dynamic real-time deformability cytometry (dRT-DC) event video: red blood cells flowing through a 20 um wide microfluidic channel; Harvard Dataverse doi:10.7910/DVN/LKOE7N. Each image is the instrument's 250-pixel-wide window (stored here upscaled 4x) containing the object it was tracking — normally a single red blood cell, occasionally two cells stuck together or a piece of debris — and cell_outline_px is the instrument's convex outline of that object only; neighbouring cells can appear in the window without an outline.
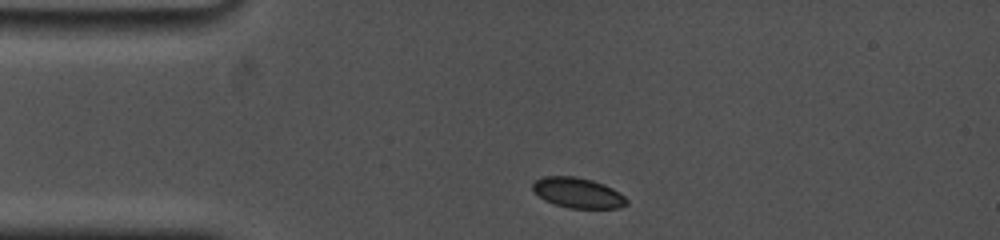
{"species": "common noctule bat (a hibernating species)", "species_latin": "Nyctalus noctula", "temperature_condition": "cold", "stored_images_in_passage": 28, "camera_frame_rate_fps": 5000, "um_per_image_px": 0.085, "animal": {"sex": "female", "body_mass_g": 19.0, "forearm_length_mm": 53.3}, "frame": {"image": 1, "passage_image": 1, "time_ms": 0.0, "image_size_px": [1000, 240], "cell_outline_px": [[628, 204], [620, 208], [568, 208], [544, 200], [532, 188], [532, 184], [536, 180], [544, 176], [576, 176], [592, 180], [604, 184], [612, 188], [624, 196], [628, 200]], "centroid_in_image_um": [49.14, 16.39], "position_along_channel_um": 35.9, "area_um2": 16.53}}
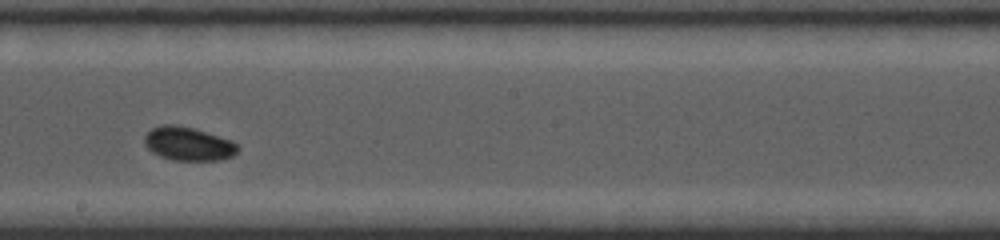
{"frame": {"image": 2, "passage_image": 16, "time_ms": 6.2, "image_size_px": [1000, 240], "cell_outline_px": [[240, 148], [232, 156], [220, 160], [172, 160], [160, 156], [152, 152], [144, 144], [144, 136], [152, 128], [160, 124], [176, 124], [192, 128], [232, 140], [240, 144]], "centroid_in_image_um": [16.01, 12.22], "position_along_channel_um": 232.2, "area_um2": 18.38}}
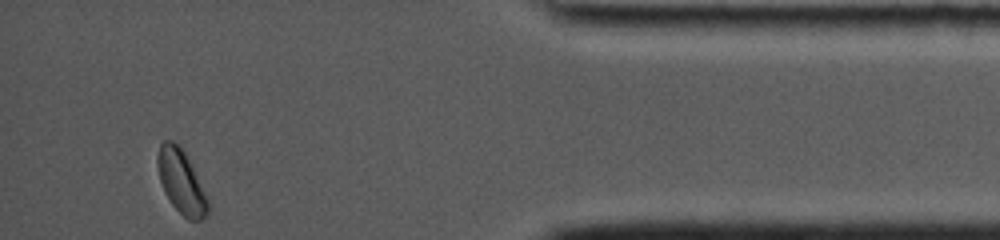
{"frame": {"image": 3, "passage_image": 28, "time_ms": 12.2, "image_size_px": [1000, 240], "cell_outline_px": [[212, 204], [208, 212], [200, 220], [188, 220], [172, 204], [164, 192], [160, 180], [156, 164], [156, 160], [160, 144], [164, 140], [172, 140], [180, 144]], "centroid_in_image_um": [15.42, 15.44], "position_along_channel_um": 419.8, "area_um2": 18.84}, "authors_computed_cell_mechanics": {"area_um2": 17.7735, "velocity_mm_per_s": 3.6733, "shape_relaxation_time_tau1_ms": 5.8515, "shape_relaxation_time_tau2_ms": 1.6653, "deformation_change_tau1": 0.0826, "deformation_change_tau2": 0.0306}}